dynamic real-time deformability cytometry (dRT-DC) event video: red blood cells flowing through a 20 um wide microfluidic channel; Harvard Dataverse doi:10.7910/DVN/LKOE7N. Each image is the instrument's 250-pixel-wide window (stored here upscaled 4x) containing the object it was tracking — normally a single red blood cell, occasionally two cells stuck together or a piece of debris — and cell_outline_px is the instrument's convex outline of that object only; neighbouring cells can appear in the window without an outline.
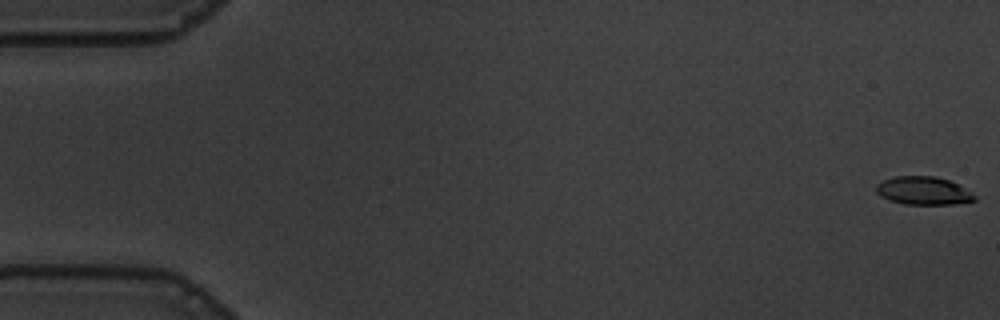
{"species": "common noctule bat (a hibernating species)", "species_latin": "Nyctalus noctula", "temperature_condition": "warm", "stored_images_in_passage": 56, "camera_frame_rate_fps": 3000, "um_per_image_px": 0.085, "animal": {"sex": "male", "body_mass_g": 19.5, "forearm_length_mm": 54.6}, "frame": {"image": 1, "passage_image": 1, "time_ms": 0.0, "image_size_px": [1000, 320], "cell_outline_px": [[976, 200], [956, 204], [904, 204], [888, 200], [880, 196], [876, 192], [876, 184], [884, 180], [896, 176], [936, 176], [948, 180], [972, 192], [976, 196]], "centroid_in_image_um": [78.47, 16.22], "position_along_channel_um": 6.5, "area_um2": 16.13}}
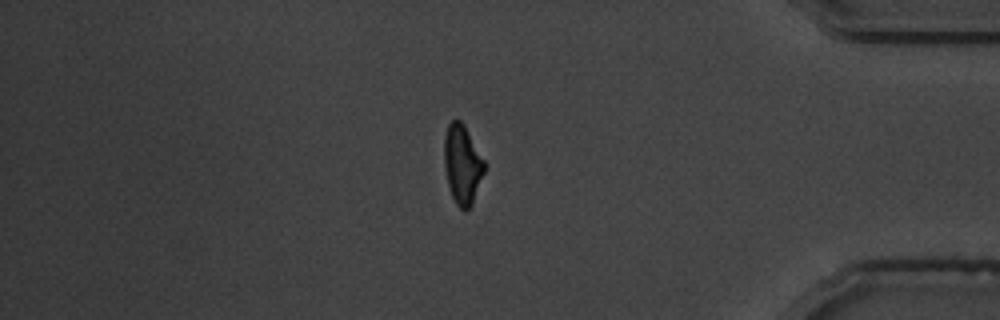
{"frame": {"image": 2, "passage_image": 48, "time_ms": 15.667, "image_size_px": [1000, 320], "cell_outline_px": [[484, 172], [472, 204], [464, 212], [456, 204], [452, 196], [448, 184], [444, 164], [444, 136], [448, 124], [452, 120], [460, 120], [464, 124], [484, 160]], "centroid_in_image_um": [39.28, 13.96], "position_along_channel_um": 395.9, "area_um2": 18.38}}
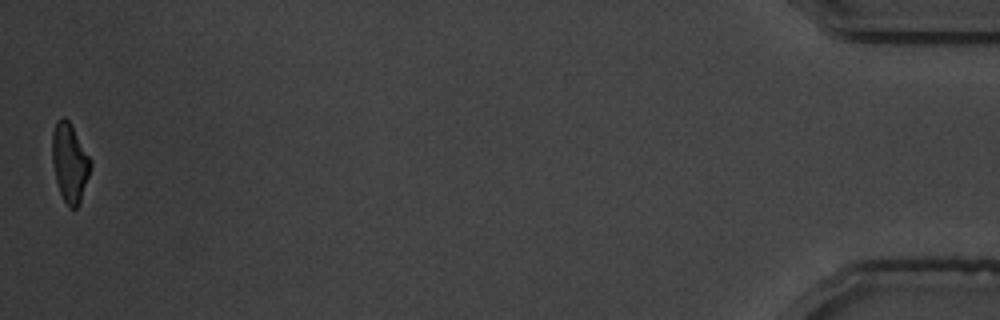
{"frame": {"image": 3, "passage_image": 56, "time_ms": 18.333, "image_size_px": [1000, 320], "cell_outline_px": [[92, 164], [80, 204], [76, 208], [68, 208], [60, 192], [56, 180], [52, 160], [52, 136], [56, 120], [60, 116], [64, 116], [68, 120], [92, 160]], "centroid_in_image_um": [5.93, 13.82], "position_along_channel_um": 429.3, "area_um2": 17.63}, "authors_computed_cell_mechanics": {"area_um2": 18.6983, "velocity_mm_per_s": 3.6309, "shape_relaxation_time_tau1_ms": 4.1643, "shape_relaxation_time_tau2_ms": 1.722, "deformation_change_tau1": 0.1636, "deformation_change_tau2": 0.0967}}